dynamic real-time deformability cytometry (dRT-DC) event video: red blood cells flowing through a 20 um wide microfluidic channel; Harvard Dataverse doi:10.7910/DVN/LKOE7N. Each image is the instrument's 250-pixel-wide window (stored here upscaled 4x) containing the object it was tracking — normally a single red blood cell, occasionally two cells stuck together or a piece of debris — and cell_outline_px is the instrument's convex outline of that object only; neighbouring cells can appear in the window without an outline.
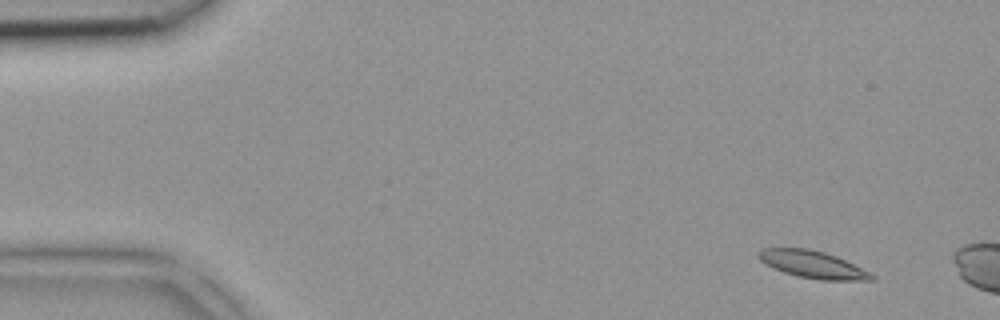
{"species": "common noctule bat (a hibernating species)", "species_latin": "Nyctalus noctula", "temperature_condition": "room temperature", "stored_images_in_passage": 3, "camera_frame_rate_fps": 3000, "um_per_image_px": 0.085, "animal": {"sex": "female", "body_mass_g": 18.4}, "frame": {"image": 1, "passage_image": 2, "time_ms": 0.333, "image_size_px": [1000, 320], "cell_outline_px": [[876, 280], [820, 280], [800, 276], [784, 272], [772, 268], [760, 260], [756, 256], [756, 252], [760, 248], [808, 248], [824, 252], [836, 256], [876, 276]], "centroid_in_image_um": [69.02, 22.47], "position_along_channel_um": 16.0, "area_um2": 17.86}}